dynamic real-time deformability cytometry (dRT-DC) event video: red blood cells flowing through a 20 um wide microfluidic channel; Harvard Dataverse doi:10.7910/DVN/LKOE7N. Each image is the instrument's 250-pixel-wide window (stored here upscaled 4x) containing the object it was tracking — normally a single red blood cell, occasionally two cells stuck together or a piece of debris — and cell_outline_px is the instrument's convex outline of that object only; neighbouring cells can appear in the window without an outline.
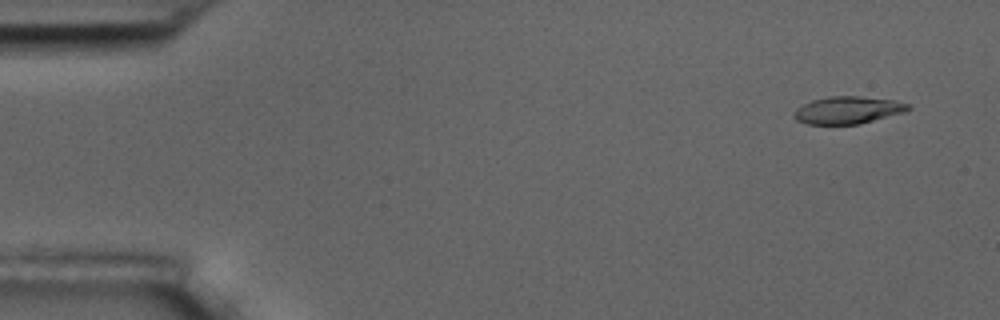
{"species": "common noctule bat (a hibernating species)", "species_latin": "Nyctalus noctula", "temperature_condition": "room temperature", "stored_images_in_passage": 4, "camera_frame_rate_fps": 3000, "um_per_image_px": 0.085, "animal": {"sex": "male", "body_mass_g": 17.5, "forearm_length_mm": 52.3}, "frame": {"image": 1, "passage_image": 1, "time_ms": 0.0, "image_size_px": [1000, 320], "cell_outline_px": [[912, 108], [904, 112], [860, 124], [808, 124], [796, 120], [792, 116], [792, 112], [796, 108], [812, 100], [828, 96], [860, 96], [896, 100], [908, 104]], "centroid_in_image_um": [72.05, 9.35], "position_along_channel_um": 13.0, "area_um2": 18.32}}
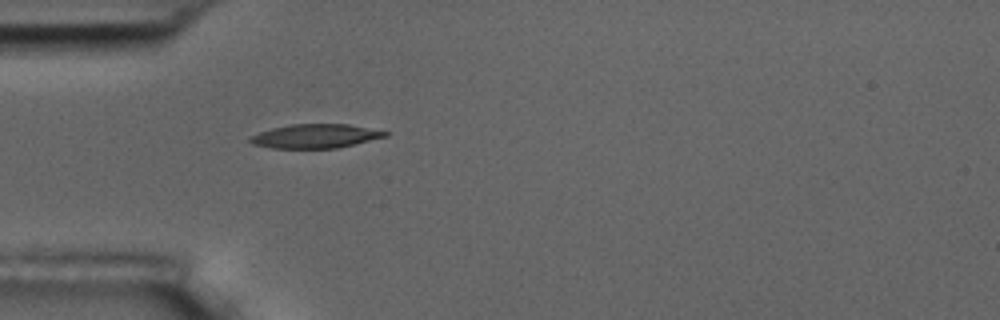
{"frame": {"image": 2, "passage_image": 4, "time_ms": 4.333, "image_size_px": [1000, 320], "cell_outline_px": [[392, 132], [388, 136], [336, 148], [272, 148], [252, 144], [248, 140], [252, 136], [260, 132], [272, 128], [292, 124], [348, 124]], "centroid_in_image_um": [26.84, 11.56], "position_along_channel_um": 58.2, "area_um2": 18.79}}